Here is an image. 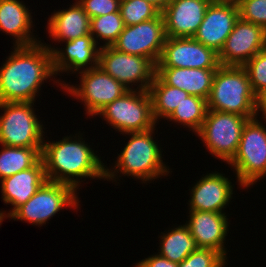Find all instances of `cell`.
<instances>
[{"label":"cell","instance_id":"9","mask_svg":"<svg viewBox=\"0 0 266 267\" xmlns=\"http://www.w3.org/2000/svg\"><path fill=\"white\" fill-rule=\"evenodd\" d=\"M248 119L242 115L208 109L196 135L213 157L228 164L237 152Z\"/></svg>","mask_w":266,"mask_h":267},{"label":"cell","instance_id":"21","mask_svg":"<svg viewBox=\"0 0 266 267\" xmlns=\"http://www.w3.org/2000/svg\"><path fill=\"white\" fill-rule=\"evenodd\" d=\"M31 14L22 0H0V31L13 36V46H29L42 41L34 36Z\"/></svg>","mask_w":266,"mask_h":267},{"label":"cell","instance_id":"15","mask_svg":"<svg viewBox=\"0 0 266 267\" xmlns=\"http://www.w3.org/2000/svg\"><path fill=\"white\" fill-rule=\"evenodd\" d=\"M239 18L237 3L212 0L193 38L219 54Z\"/></svg>","mask_w":266,"mask_h":267},{"label":"cell","instance_id":"2","mask_svg":"<svg viewBox=\"0 0 266 267\" xmlns=\"http://www.w3.org/2000/svg\"><path fill=\"white\" fill-rule=\"evenodd\" d=\"M82 134L79 131L56 142L43 141L41 159L48 181L70 185L77 191L86 178L105 180V164Z\"/></svg>","mask_w":266,"mask_h":267},{"label":"cell","instance_id":"6","mask_svg":"<svg viewBox=\"0 0 266 267\" xmlns=\"http://www.w3.org/2000/svg\"><path fill=\"white\" fill-rule=\"evenodd\" d=\"M34 102H3L0 109V144L42 149L45 129Z\"/></svg>","mask_w":266,"mask_h":267},{"label":"cell","instance_id":"23","mask_svg":"<svg viewBox=\"0 0 266 267\" xmlns=\"http://www.w3.org/2000/svg\"><path fill=\"white\" fill-rule=\"evenodd\" d=\"M67 9L54 11L48 18L49 37L63 43L90 34V18L83 7L75 0Z\"/></svg>","mask_w":266,"mask_h":267},{"label":"cell","instance_id":"34","mask_svg":"<svg viewBox=\"0 0 266 267\" xmlns=\"http://www.w3.org/2000/svg\"><path fill=\"white\" fill-rule=\"evenodd\" d=\"M133 267H179V264L155 253L135 263Z\"/></svg>","mask_w":266,"mask_h":267},{"label":"cell","instance_id":"3","mask_svg":"<svg viewBox=\"0 0 266 267\" xmlns=\"http://www.w3.org/2000/svg\"><path fill=\"white\" fill-rule=\"evenodd\" d=\"M156 127L146 131L126 133L129 140L121 153L115 160L114 167L108 168L105 165V180L117 182L116 179L124 176H131L133 179L141 180L143 183L160 177L167 176L170 172L169 166L163 162V150L153 137ZM120 172L119 176L118 173ZM117 177V178H116Z\"/></svg>","mask_w":266,"mask_h":267},{"label":"cell","instance_id":"8","mask_svg":"<svg viewBox=\"0 0 266 267\" xmlns=\"http://www.w3.org/2000/svg\"><path fill=\"white\" fill-rule=\"evenodd\" d=\"M97 115L116 132L146 131L157 126L152 113V102L148 91L129 90L122 97L101 109Z\"/></svg>","mask_w":266,"mask_h":267},{"label":"cell","instance_id":"28","mask_svg":"<svg viewBox=\"0 0 266 267\" xmlns=\"http://www.w3.org/2000/svg\"><path fill=\"white\" fill-rule=\"evenodd\" d=\"M124 27L125 25L120 12L90 19V34L93 36L97 45L100 44L98 40L103 41V46L101 45V47L112 46L124 30Z\"/></svg>","mask_w":266,"mask_h":267},{"label":"cell","instance_id":"29","mask_svg":"<svg viewBox=\"0 0 266 267\" xmlns=\"http://www.w3.org/2000/svg\"><path fill=\"white\" fill-rule=\"evenodd\" d=\"M119 12L125 26L153 19L160 13L145 0H121Z\"/></svg>","mask_w":266,"mask_h":267},{"label":"cell","instance_id":"32","mask_svg":"<svg viewBox=\"0 0 266 267\" xmlns=\"http://www.w3.org/2000/svg\"><path fill=\"white\" fill-rule=\"evenodd\" d=\"M237 4L242 20L260 25L266 30V0H240Z\"/></svg>","mask_w":266,"mask_h":267},{"label":"cell","instance_id":"4","mask_svg":"<svg viewBox=\"0 0 266 267\" xmlns=\"http://www.w3.org/2000/svg\"><path fill=\"white\" fill-rule=\"evenodd\" d=\"M208 109L233 113L249 119L256 117V95L243 66L220 65L214 75Z\"/></svg>","mask_w":266,"mask_h":267},{"label":"cell","instance_id":"35","mask_svg":"<svg viewBox=\"0 0 266 267\" xmlns=\"http://www.w3.org/2000/svg\"><path fill=\"white\" fill-rule=\"evenodd\" d=\"M262 112L261 119H264L266 123V89L256 96V112L258 116Z\"/></svg>","mask_w":266,"mask_h":267},{"label":"cell","instance_id":"19","mask_svg":"<svg viewBox=\"0 0 266 267\" xmlns=\"http://www.w3.org/2000/svg\"><path fill=\"white\" fill-rule=\"evenodd\" d=\"M212 0H171L161 12L167 37H193Z\"/></svg>","mask_w":266,"mask_h":267},{"label":"cell","instance_id":"17","mask_svg":"<svg viewBox=\"0 0 266 267\" xmlns=\"http://www.w3.org/2000/svg\"><path fill=\"white\" fill-rule=\"evenodd\" d=\"M233 187L225 174L217 171L203 174L191 188L188 209L226 213L224 209L233 197Z\"/></svg>","mask_w":266,"mask_h":267},{"label":"cell","instance_id":"31","mask_svg":"<svg viewBox=\"0 0 266 267\" xmlns=\"http://www.w3.org/2000/svg\"><path fill=\"white\" fill-rule=\"evenodd\" d=\"M226 260L214 249L197 248L179 263V267H226Z\"/></svg>","mask_w":266,"mask_h":267},{"label":"cell","instance_id":"38","mask_svg":"<svg viewBox=\"0 0 266 267\" xmlns=\"http://www.w3.org/2000/svg\"><path fill=\"white\" fill-rule=\"evenodd\" d=\"M2 222H3V220H2L1 217H0V226H1Z\"/></svg>","mask_w":266,"mask_h":267},{"label":"cell","instance_id":"1","mask_svg":"<svg viewBox=\"0 0 266 267\" xmlns=\"http://www.w3.org/2000/svg\"><path fill=\"white\" fill-rule=\"evenodd\" d=\"M13 51L0 67V103L34 102L42 84L54 81L60 88L66 82L55 79L52 68V53L40 41L29 46H13ZM51 77L54 79H51ZM60 82V83H59ZM37 96V97H36Z\"/></svg>","mask_w":266,"mask_h":267},{"label":"cell","instance_id":"24","mask_svg":"<svg viewBox=\"0 0 266 267\" xmlns=\"http://www.w3.org/2000/svg\"><path fill=\"white\" fill-rule=\"evenodd\" d=\"M161 233L158 253L172 262L179 264L198 248L186 224Z\"/></svg>","mask_w":266,"mask_h":267},{"label":"cell","instance_id":"10","mask_svg":"<svg viewBox=\"0 0 266 267\" xmlns=\"http://www.w3.org/2000/svg\"><path fill=\"white\" fill-rule=\"evenodd\" d=\"M79 85L64 84L61 90L84 104L85 113L94 117L106 105L122 97L129 90L99 66L78 72ZM78 86V87H77Z\"/></svg>","mask_w":266,"mask_h":267},{"label":"cell","instance_id":"37","mask_svg":"<svg viewBox=\"0 0 266 267\" xmlns=\"http://www.w3.org/2000/svg\"><path fill=\"white\" fill-rule=\"evenodd\" d=\"M219 2H230V3H238L240 0H214Z\"/></svg>","mask_w":266,"mask_h":267},{"label":"cell","instance_id":"13","mask_svg":"<svg viewBox=\"0 0 266 267\" xmlns=\"http://www.w3.org/2000/svg\"><path fill=\"white\" fill-rule=\"evenodd\" d=\"M218 53L193 37H167L156 67L217 69Z\"/></svg>","mask_w":266,"mask_h":267},{"label":"cell","instance_id":"14","mask_svg":"<svg viewBox=\"0 0 266 267\" xmlns=\"http://www.w3.org/2000/svg\"><path fill=\"white\" fill-rule=\"evenodd\" d=\"M266 48V30L239 18L218 54L222 66H244Z\"/></svg>","mask_w":266,"mask_h":267},{"label":"cell","instance_id":"25","mask_svg":"<svg viewBox=\"0 0 266 267\" xmlns=\"http://www.w3.org/2000/svg\"><path fill=\"white\" fill-rule=\"evenodd\" d=\"M148 92L151 97L153 117L157 124L162 118L166 120L189 95L182 89L166 85L156 74Z\"/></svg>","mask_w":266,"mask_h":267},{"label":"cell","instance_id":"12","mask_svg":"<svg viewBox=\"0 0 266 267\" xmlns=\"http://www.w3.org/2000/svg\"><path fill=\"white\" fill-rule=\"evenodd\" d=\"M167 36L161 13L139 24L125 26L112 45L117 51L148 58L155 66Z\"/></svg>","mask_w":266,"mask_h":267},{"label":"cell","instance_id":"27","mask_svg":"<svg viewBox=\"0 0 266 267\" xmlns=\"http://www.w3.org/2000/svg\"><path fill=\"white\" fill-rule=\"evenodd\" d=\"M207 111L206 99L188 95L166 120L189 128L188 130L196 134L206 118Z\"/></svg>","mask_w":266,"mask_h":267},{"label":"cell","instance_id":"33","mask_svg":"<svg viewBox=\"0 0 266 267\" xmlns=\"http://www.w3.org/2000/svg\"><path fill=\"white\" fill-rule=\"evenodd\" d=\"M89 18L119 12L121 0H77Z\"/></svg>","mask_w":266,"mask_h":267},{"label":"cell","instance_id":"36","mask_svg":"<svg viewBox=\"0 0 266 267\" xmlns=\"http://www.w3.org/2000/svg\"><path fill=\"white\" fill-rule=\"evenodd\" d=\"M145 1L150 3L161 13L171 0H145Z\"/></svg>","mask_w":266,"mask_h":267},{"label":"cell","instance_id":"16","mask_svg":"<svg viewBox=\"0 0 266 267\" xmlns=\"http://www.w3.org/2000/svg\"><path fill=\"white\" fill-rule=\"evenodd\" d=\"M65 48L44 45L52 53V68L55 76L61 73H78L98 66L99 50L91 34L65 41Z\"/></svg>","mask_w":266,"mask_h":267},{"label":"cell","instance_id":"7","mask_svg":"<svg viewBox=\"0 0 266 267\" xmlns=\"http://www.w3.org/2000/svg\"><path fill=\"white\" fill-rule=\"evenodd\" d=\"M77 194L79 193L70 185L46 180L37 192L8 218L41 227L65 207L80 209Z\"/></svg>","mask_w":266,"mask_h":267},{"label":"cell","instance_id":"22","mask_svg":"<svg viewBox=\"0 0 266 267\" xmlns=\"http://www.w3.org/2000/svg\"><path fill=\"white\" fill-rule=\"evenodd\" d=\"M217 69L156 67V75L169 86L184 90L189 95L208 99Z\"/></svg>","mask_w":266,"mask_h":267},{"label":"cell","instance_id":"18","mask_svg":"<svg viewBox=\"0 0 266 267\" xmlns=\"http://www.w3.org/2000/svg\"><path fill=\"white\" fill-rule=\"evenodd\" d=\"M188 217L185 224L197 247L214 249L226 258L228 253L225 241L230 224L226 213L189 210Z\"/></svg>","mask_w":266,"mask_h":267},{"label":"cell","instance_id":"5","mask_svg":"<svg viewBox=\"0 0 266 267\" xmlns=\"http://www.w3.org/2000/svg\"><path fill=\"white\" fill-rule=\"evenodd\" d=\"M258 116L243 127L237 152L228 165L234 169L240 188H251L266 177V125Z\"/></svg>","mask_w":266,"mask_h":267},{"label":"cell","instance_id":"11","mask_svg":"<svg viewBox=\"0 0 266 267\" xmlns=\"http://www.w3.org/2000/svg\"><path fill=\"white\" fill-rule=\"evenodd\" d=\"M98 66L128 90L148 91L156 74V66L148 58L123 53L112 46L100 47Z\"/></svg>","mask_w":266,"mask_h":267},{"label":"cell","instance_id":"20","mask_svg":"<svg viewBox=\"0 0 266 267\" xmlns=\"http://www.w3.org/2000/svg\"><path fill=\"white\" fill-rule=\"evenodd\" d=\"M46 180L42 159L35 166L0 180L2 200L5 204L13 206L9 212L0 211L1 219L4 221L18 207L25 204Z\"/></svg>","mask_w":266,"mask_h":267},{"label":"cell","instance_id":"30","mask_svg":"<svg viewBox=\"0 0 266 267\" xmlns=\"http://www.w3.org/2000/svg\"><path fill=\"white\" fill-rule=\"evenodd\" d=\"M243 67L247 71L251 89L257 96L266 89V48L259 51Z\"/></svg>","mask_w":266,"mask_h":267},{"label":"cell","instance_id":"26","mask_svg":"<svg viewBox=\"0 0 266 267\" xmlns=\"http://www.w3.org/2000/svg\"><path fill=\"white\" fill-rule=\"evenodd\" d=\"M0 145V180L31 168L41 160L42 149Z\"/></svg>","mask_w":266,"mask_h":267}]
</instances>
